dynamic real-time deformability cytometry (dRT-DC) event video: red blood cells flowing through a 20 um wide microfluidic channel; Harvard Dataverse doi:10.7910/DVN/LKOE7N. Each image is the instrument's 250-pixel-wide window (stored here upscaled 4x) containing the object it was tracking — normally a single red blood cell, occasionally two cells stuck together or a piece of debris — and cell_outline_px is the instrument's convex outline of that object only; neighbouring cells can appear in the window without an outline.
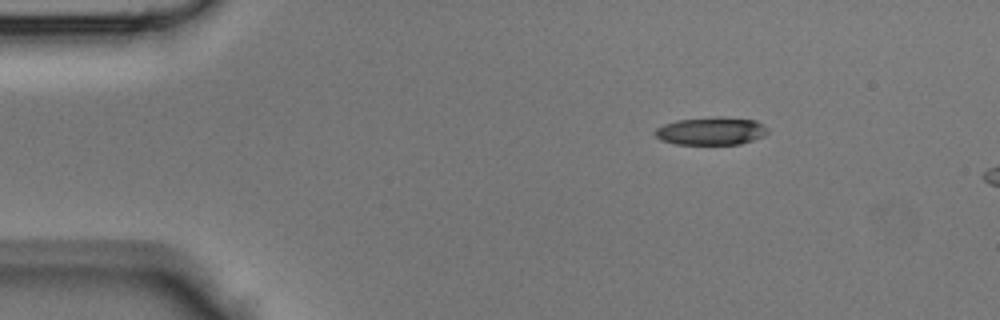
{"species": "Egyptian fruit bat (a non-hibernating species)", "species_latin": "Rousettus aegyptiacus", "temperature_condition": "room temperature", "stored_images_in_passage": 6, "camera_frame_rate_fps": 3000, "um_per_image_px": 0.085, "animal": {"sex": "male"}, "frame": {"image": 1, "passage_image": 1, "time_ms": 0.0, "image_size_px": [1000, 320], "cell_outline_px": [[768, 132], [764, 136], [740, 144], [676, 144], [660, 140], [652, 132], [656, 128], [664, 124], [676, 120], [716, 116], [756, 120]], "centroid_in_image_um": [60.38, 11.13], "position_along_channel_um": 24.6, "area_um2": 18.26}}